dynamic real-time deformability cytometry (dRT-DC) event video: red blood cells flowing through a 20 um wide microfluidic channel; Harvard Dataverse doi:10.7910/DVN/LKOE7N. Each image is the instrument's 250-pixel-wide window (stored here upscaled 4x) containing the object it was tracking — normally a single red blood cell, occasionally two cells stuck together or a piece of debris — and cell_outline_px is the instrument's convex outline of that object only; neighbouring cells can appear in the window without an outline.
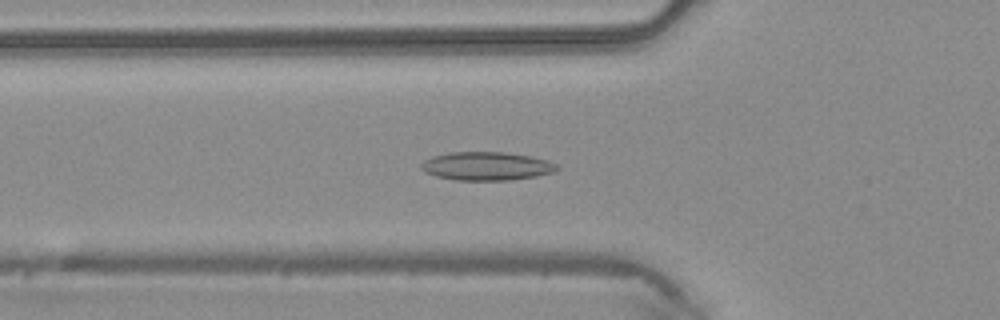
{"species": "common noctule bat (a hibernating species)", "species_latin": "Nyctalus noctula", "temperature_condition": "warm", "stored_images_in_passage": 48, "camera_frame_rate_fps": 3000, "um_per_image_px": 0.085, "animal": {"sex": "male", "body_mass_g": 20.4}, "frame": {"image": 1, "passage_image": 17, "time_ms": 5.333, "image_size_px": [1000, 320], "cell_outline_px": [[560, 168], [552, 172], [536, 176], [508, 180], [456, 180], [436, 176], [424, 172], [420, 168], [420, 164], [424, 160], [432, 156], [448, 152], [504, 152], [528, 156], [548, 160], [556, 164]], "centroid_in_image_um": [41.31, 14.12], "position_along_channel_um": 84.5, "area_um2": 22.48}}
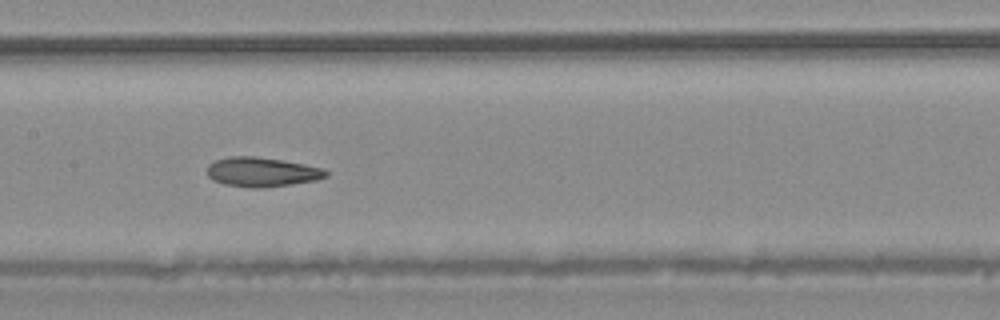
{"frame": {"image": 2, "passage_image": 24, "time_ms": 7.667, "image_size_px": [1000, 320], "cell_outline_px": [[328, 176], [316, 180], [292, 184], [260, 188], [252, 188], [224, 184], [212, 180], [208, 176], [208, 164], [216, 160], [228, 156], [256, 156], [304, 164], [324, 168], [328, 172]], "centroid_in_image_um": [22.26, 14.62], "position_along_channel_um": 185.1, "area_um2": 20.4}}
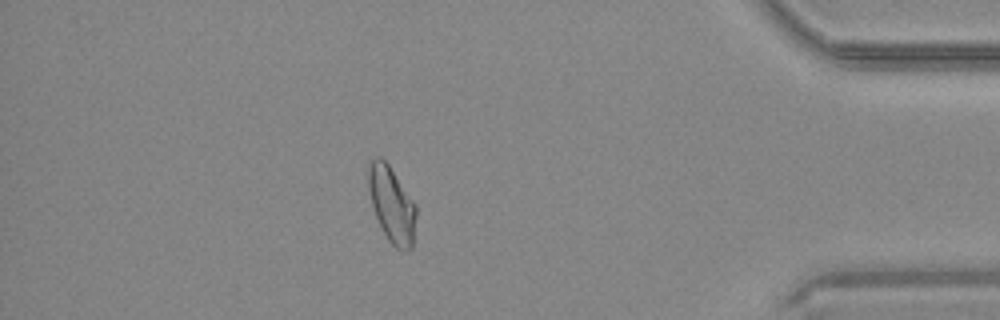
{"frame": {"image": 3, "passage_image": 42, "time_ms": 13.667, "image_size_px": [1000, 320], "cell_outline_px": [[416, 216], [412, 248], [404, 252], [396, 248], [388, 240], [372, 208], [368, 188], [368, 168], [372, 160], [376, 156], [380, 156], [388, 164], [416, 204]], "centroid_in_image_um": [33.3, 17.39], "position_along_channel_um": 401.9, "area_um2": 21.04}}